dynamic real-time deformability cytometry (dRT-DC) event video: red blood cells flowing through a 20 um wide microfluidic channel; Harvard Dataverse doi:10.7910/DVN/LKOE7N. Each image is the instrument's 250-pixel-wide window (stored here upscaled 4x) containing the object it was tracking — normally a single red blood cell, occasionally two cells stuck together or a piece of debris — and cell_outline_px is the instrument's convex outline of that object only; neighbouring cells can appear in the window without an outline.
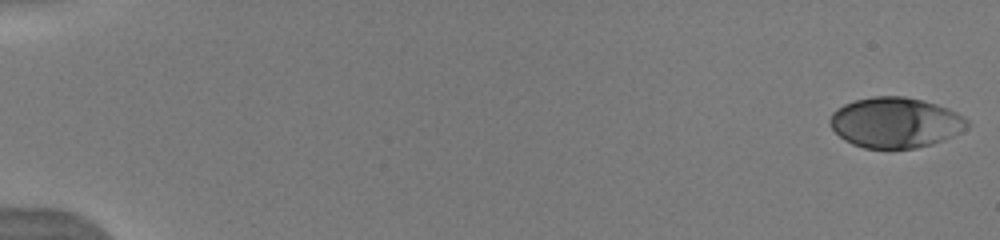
{"species": "human", "species_latin": "Homo sapiens", "temperature_condition": "warm", "stored_images_in_passage": 29, "camera_frame_rate_fps": 3000, "um_per_image_px": 0.085, "donor": {"sex": "male"}, "frame": {"image": 1, "passage_image": 1, "time_ms": 0.0, "image_size_px": [1000, 240], "cell_outline_px": [[968, 124], [960, 132], [944, 140], [932, 144], [916, 148], [864, 148], [852, 144], [844, 140], [828, 124], [828, 120], [832, 112], [836, 108], [844, 104], [856, 100], [872, 96], [904, 96], [924, 100], [948, 108], [956, 112], [968, 120]], "centroid_in_image_um": [76.07, 10.41], "position_along_channel_um": 8.9, "area_um2": 40.4}}
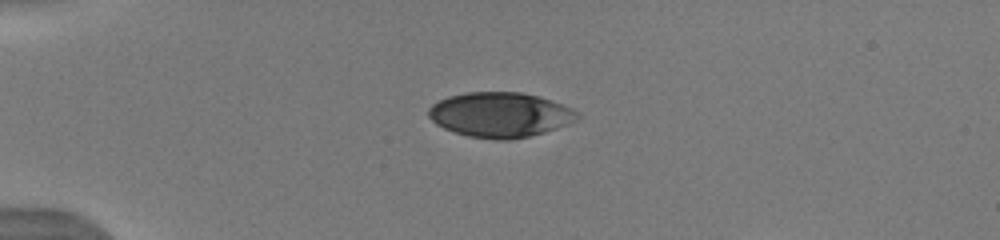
{"frame": {"image": 2, "passage_image": 8, "time_ms": 4.333, "image_size_px": [1000, 240], "cell_outline_px": [[580, 116], [576, 120], [568, 124], [544, 132], [528, 136], [508, 140], [496, 140], [468, 136], [444, 128], [436, 124], [428, 116], [428, 108], [432, 104], [448, 96], [468, 92], [520, 92], [540, 96], [572, 108]], "centroid_in_image_um": [42.5, 9.75], "position_along_channel_um": 42.5, "area_um2": 38.84}}
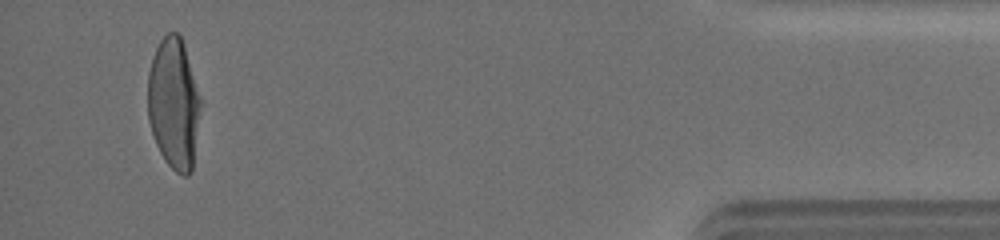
{"frame": {"image": 3, "passage_image": 28, "time_ms": 16.333, "image_size_px": [1000, 240], "cell_outline_px": [[204, 100], [192, 172], [188, 176], [184, 176], [176, 172], [164, 160], [156, 144], [148, 120], [148, 72], [152, 56], [160, 40], [168, 32], [176, 32], [180, 36], [184, 44]], "centroid_in_image_um": [14.83, 8.81], "position_along_channel_um": 420.4, "area_um2": 41.67}}